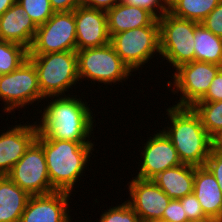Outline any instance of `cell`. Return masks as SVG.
Here are the masks:
<instances>
[{
  "label": "cell",
  "mask_w": 222,
  "mask_h": 222,
  "mask_svg": "<svg viewBox=\"0 0 222 222\" xmlns=\"http://www.w3.org/2000/svg\"><path fill=\"white\" fill-rule=\"evenodd\" d=\"M67 95L48 97L51 101L36 123L38 133L46 139L89 141L94 130L93 112L80 97Z\"/></svg>",
  "instance_id": "1"
},
{
  "label": "cell",
  "mask_w": 222,
  "mask_h": 222,
  "mask_svg": "<svg viewBox=\"0 0 222 222\" xmlns=\"http://www.w3.org/2000/svg\"><path fill=\"white\" fill-rule=\"evenodd\" d=\"M35 140L43 148L52 188L72 194L77 180L85 173L94 144L91 141L46 139L39 133Z\"/></svg>",
  "instance_id": "2"
},
{
  "label": "cell",
  "mask_w": 222,
  "mask_h": 222,
  "mask_svg": "<svg viewBox=\"0 0 222 222\" xmlns=\"http://www.w3.org/2000/svg\"><path fill=\"white\" fill-rule=\"evenodd\" d=\"M170 127L162 129L170 139L182 164L204 166L211 151V137L192 107L172 106L166 109Z\"/></svg>",
  "instance_id": "3"
},
{
  "label": "cell",
  "mask_w": 222,
  "mask_h": 222,
  "mask_svg": "<svg viewBox=\"0 0 222 222\" xmlns=\"http://www.w3.org/2000/svg\"><path fill=\"white\" fill-rule=\"evenodd\" d=\"M28 59L36 68L40 91L47 101L48 97L66 96L80 81L76 51L28 54Z\"/></svg>",
  "instance_id": "4"
},
{
  "label": "cell",
  "mask_w": 222,
  "mask_h": 222,
  "mask_svg": "<svg viewBox=\"0 0 222 222\" xmlns=\"http://www.w3.org/2000/svg\"><path fill=\"white\" fill-rule=\"evenodd\" d=\"M159 22V39L161 57L178 68L180 65L194 61V34L196 21L182 19L166 12Z\"/></svg>",
  "instance_id": "5"
},
{
  "label": "cell",
  "mask_w": 222,
  "mask_h": 222,
  "mask_svg": "<svg viewBox=\"0 0 222 222\" xmlns=\"http://www.w3.org/2000/svg\"><path fill=\"white\" fill-rule=\"evenodd\" d=\"M78 76L82 79L100 82L103 84H115L132 76L130 68L121 60L109 43L104 46L88 48L76 51Z\"/></svg>",
  "instance_id": "6"
},
{
  "label": "cell",
  "mask_w": 222,
  "mask_h": 222,
  "mask_svg": "<svg viewBox=\"0 0 222 222\" xmlns=\"http://www.w3.org/2000/svg\"><path fill=\"white\" fill-rule=\"evenodd\" d=\"M110 44L132 72L139 70L155 57L156 53L160 54L158 19L149 26L113 34L110 37Z\"/></svg>",
  "instance_id": "7"
},
{
  "label": "cell",
  "mask_w": 222,
  "mask_h": 222,
  "mask_svg": "<svg viewBox=\"0 0 222 222\" xmlns=\"http://www.w3.org/2000/svg\"><path fill=\"white\" fill-rule=\"evenodd\" d=\"M0 99L4 103V112L9 114L16 108L45 99L40 91L36 68L29 59L16 70L0 75Z\"/></svg>",
  "instance_id": "8"
},
{
  "label": "cell",
  "mask_w": 222,
  "mask_h": 222,
  "mask_svg": "<svg viewBox=\"0 0 222 222\" xmlns=\"http://www.w3.org/2000/svg\"><path fill=\"white\" fill-rule=\"evenodd\" d=\"M77 51L74 11L55 12L38 26L29 54Z\"/></svg>",
  "instance_id": "9"
},
{
  "label": "cell",
  "mask_w": 222,
  "mask_h": 222,
  "mask_svg": "<svg viewBox=\"0 0 222 222\" xmlns=\"http://www.w3.org/2000/svg\"><path fill=\"white\" fill-rule=\"evenodd\" d=\"M222 66L192 61L180 65L176 68L173 76L174 87L169 89L175 93L180 91V99L176 105L177 107H193L199 102L209 89L212 80L218 73Z\"/></svg>",
  "instance_id": "10"
},
{
  "label": "cell",
  "mask_w": 222,
  "mask_h": 222,
  "mask_svg": "<svg viewBox=\"0 0 222 222\" xmlns=\"http://www.w3.org/2000/svg\"><path fill=\"white\" fill-rule=\"evenodd\" d=\"M7 176L30 195H45L52 188L42 146L34 140Z\"/></svg>",
  "instance_id": "11"
},
{
  "label": "cell",
  "mask_w": 222,
  "mask_h": 222,
  "mask_svg": "<svg viewBox=\"0 0 222 222\" xmlns=\"http://www.w3.org/2000/svg\"><path fill=\"white\" fill-rule=\"evenodd\" d=\"M152 136L144 143L143 151L141 150L143 161L138 165L140 168L136 178L152 180L164 170L182 164L178 152L163 131Z\"/></svg>",
  "instance_id": "12"
},
{
  "label": "cell",
  "mask_w": 222,
  "mask_h": 222,
  "mask_svg": "<svg viewBox=\"0 0 222 222\" xmlns=\"http://www.w3.org/2000/svg\"><path fill=\"white\" fill-rule=\"evenodd\" d=\"M129 197L127 202L140 218L141 222L162 219L170 198L153 180L134 177L128 183Z\"/></svg>",
  "instance_id": "13"
},
{
  "label": "cell",
  "mask_w": 222,
  "mask_h": 222,
  "mask_svg": "<svg viewBox=\"0 0 222 222\" xmlns=\"http://www.w3.org/2000/svg\"><path fill=\"white\" fill-rule=\"evenodd\" d=\"M74 18L77 51L110 43L106 11L82 5L74 10Z\"/></svg>",
  "instance_id": "14"
},
{
  "label": "cell",
  "mask_w": 222,
  "mask_h": 222,
  "mask_svg": "<svg viewBox=\"0 0 222 222\" xmlns=\"http://www.w3.org/2000/svg\"><path fill=\"white\" fill-rule=\"evenodd\" d=\"M71 193L55 191L45 195H31L20 222H70L68 200Z\"/></svg>",
  "instance_id": "15"
},
{
  "label": "cell",
  "mask_w": 222,
  "mask_h": 222,
  "mask_svg": "<svg viewBox=\"0 0 222 222\" xmlns=\"http://www.w3.org/2000/svg\"><path fill=\"white\" fill-rule=\"evenodd\" d=\"M38 127L18 124L0 134V176L7 175L36 139Z\"/></svg>",
  "instance_id": "16"
},
{
  "label": "cell",
  "mask_w": 222,
  "mask_h": 222,
  "mask_svg": "<svg viewBox=\"0 0 222 222\" xmlns=\"http://www.w3.org/2000/svg\"><path fill=\"white\" fill-rule=\"evenodd\" d=\"M37 28L17 1L0 16V40L20 44L28 50Z\"/></svg>",
  "instance_id": "17"
},
{
  "label": "cell",
  "mask_w": 222,
  "mask_h": 222,
  "mask_svg": "<svg viewBox=\"0 0 222 222\" xmlns=\"http://www.w3.org/2000/svg\"><path fill=\"white\" fill-rule=\"evenodd\" d=\"M193 194L207 217L222 222V192L217 180L205 165L195 168Z\"/></svg>",
  "instance_id": "18"
},
{
  "label": "cell",
  "mask_w": 222,
  "mask_h": 222,
  "mask_svg": "<svg viewBox=\"0 0 222 222\" xmlns=\"http://www.w3.org/2000/svg\"><path fill=\"white\" fill-rule=\"evenodd\" d=\"M110 37L123 31L149 26L156 18L138 6L117 3L106 11Z\"/></svg>",
  "instance_id": "19"
},
{
  "label": "cell",
  "mask_w": 222,
  "mask_h": 222,
  "mask_svg": "<svg viewBox=\"0 0 222 222\" xmlns=\"http://www.w3.org/2000/svg\"><path fill=\"white\" fill-rule=\"evenodd\" d=\"M195 168L180 164L164 170L152 180L170 199H180L193 193Z\"/></svg>",
  "instance_id": "20"
},
{
  "label": "cell",
  "mask_w": 222,
  "mask_h": 222,
  "mask_svg": "<svg viewBox=\"0 0 222 222\" xmlns=\"http://www.w3.org/2000/svg\"><path fill=\"white\" fill-rule=\"evenodd\" d=\"M30 197L7 175L0 176V222H20Z\"/></svg>",
  "instance_id": "21"
},
{
  "label": "cell",
  "mask_w": 222,
  "mask_h": 222,
  "mask_svg": "<svg viewBox=\"0 0 222 222\" xmlns=\"http://www.w3.org/2000/svg\"><path fill=\"white\" fill-rule=\"evenodd\" d=\"M194 61L222 66V38L214 35L201 23L195 27Z\"/></svg>",
  "instance_id": "22"
},
{
  "label": "cell",
  "mask_w": 222,
  "mask_h": 222,
  "mask_svg": "<svg viewBox=\"0 0 222 222\" xmlns=\"http://www.w3.org/2000/svg\"><path fill=\"white\" fill-rule=\"evenodd\" d=\"M221 0H170L169 13L200 23Z\"/></svg>",
  "instance_id": "23"
},
{
  "label": "cell",
  "mask_w": 222,
  "mask_h": 222,
  "mask_svg": "<svg viewBox=\"0 0 222 222\" xmlns=\"http://www.w3.org/2000/svg\"><path fill=\"white\" fill-rule=\"evenodd\" d=\"M192 108L210 137L222 130V101H199Z\"/></svg>",
  "instance_id": "24"
},
{
  "label": "cell",
  "mask_w": 222,
  "mask_h": 222,
  "mask_svg": "<svg viewBox=\"0 0 222 222\" xmlns=\"http://www.w3.org/2000/svg\"><path fill=\"white\" fill-rule=\"evenodd\" d=\"M29 50L17 43L0 40V75L16 70L28 59Z\"/></svg>",
  "instance_id": "25"
},
{
  "label": "cell",
  "mask_w": 222,
  "mask_h": 222,
  "mask_svg": "<svg viewBox=\"0 0 222 222\" xmlns=\"http://www.w3.org/2000/svg\"><path fill=\"white\" fill-rule=\"evenodd\" d=\"M34 23L39 26L44 24L54 13L50 0H16Z\"/></svg>",
  "instance_id": "26"
},
{
  "label": "cell",
  "mask_w": 222,
  "mask_h": 222,
  "mask_svg": "<svg viewBox=\"0 0 222 222\" xmlns=\"http://www.w3.org/2000/svg\"><path fill=\"white\" fill-rule=\"evenodd\" d=\"M99 222H141L127 201L103 212Z\"/></svg>",
  "instance_id": "27"
},
{
  "label": "cell",
  "mask_w": 222,
  "mask_h": 222,
  "mask_svg": "<svg viewBox=\"0 0 222 222\" xmlns=\"http://www.w3.org/2000/svg\"><path fill=\"white\" fill-rule=\"evenodd\" d=\"M119 2L143 8L149 11L156 19L169 12L170 7V0H119Z\"/></svg>",
  "instance_id": "28"
},
{
  "label": "cell",
  "mask_w": 222,
  "mask_h": 222,
  "mask_svg": "<svg viewBox=\"0 0 222 222\" xmlns=\"http://www.w3.org/2000/svg\"><path fill=\"white\" fill-rule=\"evenodd\" d=\"M179 201L183 206V210L189 220H198L202 218H207L204 214L201 205L195 195L192 193L180 198Z\"/></svg>",
  "instance_id": "29"
},
{
  "label": "cell",
  "mask_w": 222,
  "mask_h": 222,
  "mask_svg": "<svg viewBox=\"0 0 222 222\" xmlns=\"http://www.w3.org/2000/svg\"><path fill=\"white\" fill-rule=\"evenodd\" d=\"M200 23L214 35L222 38V0Z\"/></svg>",
  "instance_id": "30"
},
{
  "label": "cell",
  "mask_w": 222,
  "mask_h": 222,
  "mask_svg": "<svg viewBox=\"0 0 222 222\" xmlns=\"http://www.w3.org/2000/svg\"><path fill=\"white\" fill-rule=\"evenodd\" d=\"M167 222H187L188 218L179 199H171L163 212L162 219Z\"/></svg>",
  "instance_id": "31"
},
{
  "label": "cell",
  "mask_w": 222,
  "mask_h": 222,
  "mask_svg": "<svg viewBox=\"0 0 222 222\" xmlns=\"http://www.w3.org/2000/svg\"><path fill=\"white\" fill-rule=\"evenodd\" d=\"M205 166L210 170L217 180L220 191L222 192V154L210 151Z\"/></svg>",
  "instance_id": "32"
},
{
  "label": "cell",
  "mask_w": 222,
  "mask_h": 222,
  "mask_svg": "<svg viewBox=\"0 0 222 222\" xmlns=\"http://www.w3.org/2000/svg\"><path fill=\"white\" fill-rule=\"evenodd\" d=\"M200 101H222V68L218 71L205 96Z\"/></svg>",
  "instance_id": "33"
},
{
  "label": "cell",
  "mask_w": 222,
  "mask_h": 222,
  "mask_svg": "<svg viewBox=\"0 0 222 222\" xmlns=\"http://www.w3.org/2000/svg\"><path fill=\"white\" fill-rule=\"evenodd\" d=\"M83 0H50L52 9L55 12L74 11L78 6H82Z\"/></svg>",
  "instance_id": "34"
},
{
  "label": "cell",
  "mask_w": 222,
  "mask_h": 222,
  "mask_svg": "<svg viewBox=\"0 0 222 222\" xmlns=\"http://www.w3.org/2000/svg\"><path fill=\"white\" fill-rule=\"evenodd\" d=\"M119 3V0H83L82 5L92 9L107 11Z\"/></svg>",
  "instance_id": "35"
},
{
  "label": "cell",
  "mask_w": 222,
  "mask_h": 222,
  "mask_svg": "<svg viewBox=\"0 0 222 222\" xmlns=\"http://www.w3.org/2000/svg\"><path fill=\"white\" fill-rule=\"evenodd\" d=\"M211 151L222 154V130L211 137Z\"/></svg>",
  "instance_id": "36"
},
{
  "label": "cell",
  "mask_w": 222,
  "mask_h": 222,
  "mask_svg": "<svg viewBox=\"0 0 222 222\" xmlns=\"http://www.w3.org/2000/svg\"><path fill=\"white\" fill-rule=\"evenodd\" d=\"M16 0H0V16L8 10Z\"/></svg>",
  "instance_id": "37"
},
{
  "label": "cell",
  "mask_w": 222,
  "mask_h": 222,
  "mask_svg": "<svg viewBox=\"0 0 222 222\" xmlns=\"http://www.w3.org/2000/svg\"><path fill=\"white\" fill-rule=\"evenodd\" d=\"M187 222H221V221L211 218V217H207V218H202L198 220H189Z\"/></svg>",
  "instance_id": "38"
},
{
  "label": "cell",
  "mask_w": 222,
  "mask_h": 222,
  "mask_svg": "<svg viewBox=\"0 0 222 222\" xmlns=\"http://www.w3.org/2000/svg\"><path fill=\"white\" fill-rule=\"evenodd\" d=\"M150 222H167V221H164V220H154V221H150Z\"/></svg>",
  "instance_id": "39"
}]
</instances>
